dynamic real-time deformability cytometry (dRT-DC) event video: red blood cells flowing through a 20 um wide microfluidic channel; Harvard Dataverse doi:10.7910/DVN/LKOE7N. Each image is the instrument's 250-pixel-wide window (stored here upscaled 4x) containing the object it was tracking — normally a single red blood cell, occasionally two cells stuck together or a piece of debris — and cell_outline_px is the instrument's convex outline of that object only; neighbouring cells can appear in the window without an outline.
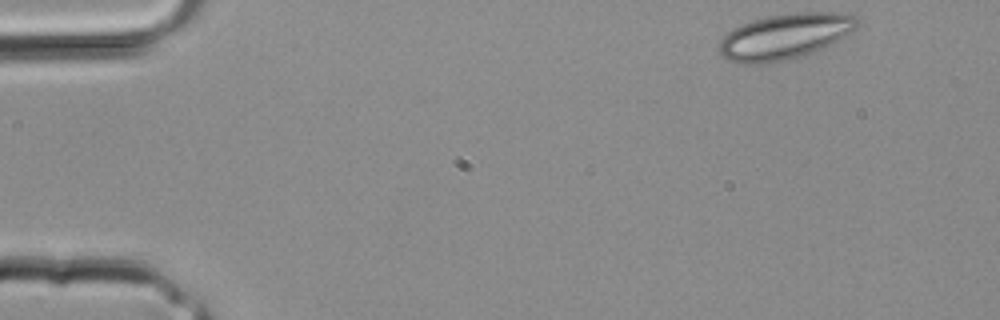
{"species": "common noctule bat (a hibernating species)", "species_latin": "Nyctalus noctula", "temperature_condition": "room temperature", "stored_images_in_passage": 31, "camera_frame_rate_fps": 3000, "um_per_image_px": 0.085, "animal": {"sex": "male", "body_mass_g": 20.4}, "frame": {"image": 1, "passage_image": 1, "time_ms": 0.0, "image_size_px": [1000, 320], "cell_outline_px": [[856, 28], [836, 40], [804, 56], [764, 64], [744, 64], [728, 60], [716, 52], [720, 40], [732, 28], [752, 20], [768, 16], [800, 12], [832, 12], [852, 16], [856, 20]], "centroid_in_image_um": [66.59, 3.11], "position_along_channel_um": 18.4, "area_um2": 36.24}}
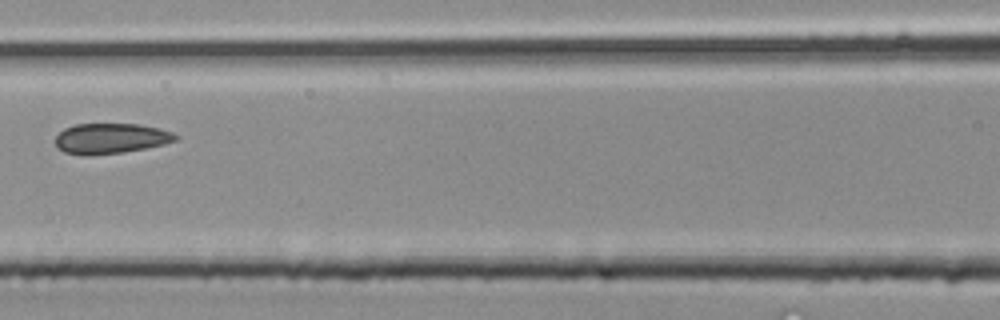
{"frame": {"image": 2, "passage_image": 13, "time_ms": 4.0, "image_size_px": [1000, 320], "cell_outline_px": [[180, 136], [176, 140], [164, 144], [124, 152], [64, 152], [56, 144], [56, 136], [64, 128], [76, 124], [140, 124], [160, 128], [172, 132]], "centroid_in_image_um": [9.5, 11.71], "position_along_channel_um": 157.1, "area_um2": 20.4}}
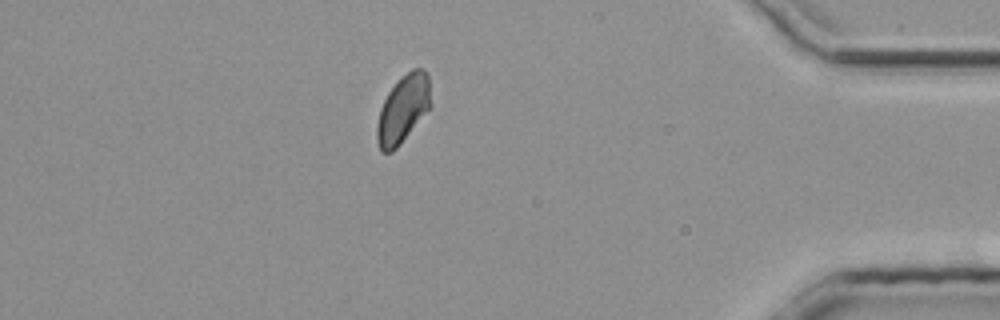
{"frame": {"image": 3, "passage_image": 27, "time_ms": 8.667, "image_size_px": [1000, 320], "cell_outline_px": [[432, 104], [400, 144], [392, 152], [380, 152], [376, 140], [376, 128], [380, 108], [388, 92], [396, 80], [412, 68], [424, 68], [428, 72]], "centroid_in_image_um": [34.25, 9.23], "position_along_channel_um": 400.9, "area_um2": 21.44}}